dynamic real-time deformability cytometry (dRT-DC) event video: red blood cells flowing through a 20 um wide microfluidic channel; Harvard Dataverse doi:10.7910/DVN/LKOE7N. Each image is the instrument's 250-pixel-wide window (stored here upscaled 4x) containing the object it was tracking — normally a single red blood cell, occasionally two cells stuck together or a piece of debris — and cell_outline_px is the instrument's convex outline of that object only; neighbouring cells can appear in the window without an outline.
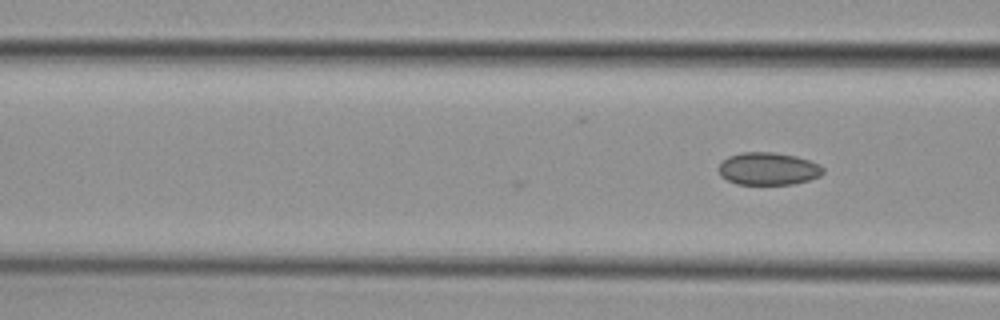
{"species": "common noctule bat (a hibernating species)", "species_latin": "Nyctalus noctula", "temperature_condition": "cold", "stored_images_in_passage": 3, "camera_frame_rate_fps": 3000, "um_per_image_px": 0.085, "animal": {"sex": "female", "body_mass_g": 29.2, "forearm_length_mm": 56.3}, "frame": {"image": 1, "passage_image": 3, "time_ms": 0.667, "image_size_px": [1000, 320], "cell_outline_px": [[824, 172], [820, 176], [808, 180], [792, 184], [736, 184], [720, 176], [720, 164], [728, 156], [740, 152], [776, 152], [796, 156], [820, 164], [824, 168]], "centroid_in_image_um": [65.32, 14.33], "position_along_channel_um": 101.3, "area_um2": 19.83}}